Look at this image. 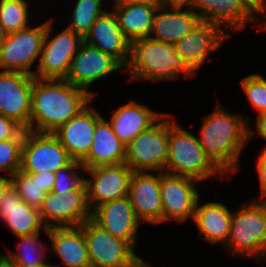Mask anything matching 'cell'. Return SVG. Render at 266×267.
<instances>
[{
  "label": "cell",
  "mask_w": 266,
  "mask_h": 267,
  "mask_svg": "<svg viewBox=\"0 0 266 267\" xmlns=\"http://www.w3.org/2000/svg\"><path fill=\"white\" fill-rule=\"evenodd\" d=\"M92 98L89 92L65 79L34 78L30 126L27 130L53 133L59 126L89 106L88 103L90 104Z\"/></svg>",
  "instance_id": "1"
},
{
  "label": "cell",
  "mask_w": 266,
  "mask_h": 267,
  "mask_svg": "<svg viewBox=\"0 0 266 267\" xmlns=\"http://www.w3.org/2000/svg\"><path fill=\"white\" fill-rule=\"evenodd\" d=\"M203 121L198 139L204 152L225 175L235 173L242 149L254 137L248 118L229 114L217 104Z\"/></svg>",
  "instance_id": "2"
},
{
  "label": "cell",
  "mask_w": 266,
  "mask_h": 267,
  "mask_svg": "<svg viewBox=\"0 0 266 267\" xmlns=\"http://www.w3.org/2000/svg\"><path fill=\"white\" fill-rule=\"evenodd\" d=\"M124 66L131 75L128 81L174 80L180 73L187 79L194 72L175 51L174 45L150 37L129 42V57Z\"/></svg>",
  "instance_id": "3"
},
{
  "label": "cell",
  "mask_w": 266,
  "mask_h": 267,
  "mask_svg": "<svg viewBox=\"0 0 266 267\" xmlns=\"http://www.w3.org/2000/svg\"><path fill=\"white\" fill-rule=\"evenodd\" d=\"M168 117V159L164 173L190 177L204 181L213 176L219 179L225 174L212 162L204 152L198 137L188 132Z\"/></svg>",
  "instance_id": "4"
},
{
  "label": "cell",
  "mask_w": 266,
  "mask_h": 267,
  "mask_svg": "<svg viewBox=\"0 0 266 267\" xmlns=\"http://www.w3.org/2000/svg\"><path fill=\"white\" fill-rule=\"evenodd\" d=\"M237 256L266 259V202L253 200L232 212L226 246Z\"/></svg>",
  "instance_id": "5"
},
{
  "label": "cell",
  "mask_w": 266,
  "mask_h": 267,
  "mask_svg": "<svg viewBox=\"0 0 266 267\" xmlns=\"http://www.w3.org/2000/svg\"><path fill=\"white\" fill-rule=\"evenodd\" d=\"M165 118V120H164ZM161 116L148 129L136 136L125 148V164L132 171L165 170L168 159V119Z\"/></svg>",
  "instance_id": "6"
},
{
  "label": "cell",
  "mask_w": 266,
  "mask_h": 267,
  "mask_svg": "<svg viewBox=\"0 0 266 267\" xmlns=\"http://www.w3.org/2000/svg\"><path fill=\"white\" fill-rule=\"evenodd\" d=\"M81 227L87 243L90 265L97 267H133L139 256L124 239L112 236L92 219Z\"/></svg>",
  "instance_id": "7"
},
{
  "label": "cell",
  "mask_w": 266,
  "mask_h": 267,
  "mask_svg": "<svg viewBox=\"0 0 266 267\" xmlns=\"http://www.w3.org/2000/svg\"><path fill=\"white\" fill-rule=\"evenodd\" d=\"M46 29L47 22L7 34L0 45V67L3 71L21 72L34 77L35 71L31 70V66L40 58Z\"/></svg>",
  "instance_id": "8"
},
{
  "label": "cell",
  "mask_w": 266,
  "mask_h": 267,
  "mask_svg": "<svg viewBox=\"0 0 266 267\" xmlns=\"http://www.w3.org/2000/svg\"><path fill=\"white\" fill-rule=\"evenodd\" d=\"M52 22L53 20L47 21L46 34L39 58V66L35 71V78L65 79L71 60L83 42V38L69 28L50 39Z\"/></svg>",
  "instance_id": "9"
},
{
  "label": "cell",
  "mask_w": 266,
  "mask_h": 267,
  "mask_svg": "<svg viewBox=\"0 0 266 267\" xmlns=\"http://www.w3.org/2000/svg\"><path fill=\"white\" fill-rule=\"evenodd\" d=\"M73 159L52 133H38L25 129L21 149V168L24 173L56 172Z\"/></svg>",
  "instance_id": "10"
},
{
  "label": "cell",
  "mask_w": 266,
  "mask_h": 267,
  "mask_svg": "<svg viewBox=\"0 0 266 267\" xmlns=\"http://www.w3.org/2000/svg\"><path fill=\"white\" fill-rule=\"evenodd\" d=\"M39 213L46 228L76 227L91 219L86 190L51 191Z\"/></svg>",
  "instance_id": "11"
},
{
  "label": "cell",
  "mask_w": 266,
  "mask_h": 267,
  "mask_svg": "<svg viewBox=\"0 0 266 267\" xmlns=\"http://www.w3.org/2000/svg\"><path fill=\"white\" fill-rule=\"evenodd\" d=\"M92 179H86L87 203L91 212L101 204L128 195L132 169L125 163L87 168Z\"/></svg>",
  "instance_id": "12"
},
{
  "label": "cell",
  "mask_w": 266,
  "mask_h": 267,
  "mask_svg": "<svg viewBox=\"0 0 266 267\" xmlns=\"http://www.w3.org/2000/svg\"><path fill=\"white\" fill-rule=\"evenodd\" d=\"M197 180L161 172L160 195L163 207V222H185L194 218L199 192Z\"/></svg>",
  "instance_id": "13"
},
{
  "label": "cell",
  "mask_w": 266,
  "mask_h": 267,
  "mask_svg": "<svg viewBox=\"0 0 266 267\" xmlns=\"http://www.w3.org/2000/svg\"><path fill=\"white\" fill-rule=\"evenodd\" d=\"M122 67L124 66L113 56L83 41L71 60L65 80L94 97V93L88 91L87 88L95 81Z\"/></svg>",
  "instance_id": "14"
},
{
  "label": "cell",
  "mask_w": 266,
  "mask_h": 267,
  "mask_svg": "<svg viewBox=\"0 0 266 267\" xmlns=\"http://www.w3.org/2000/svg\"><path fill=\"white\" fill-rule=\"evenodd\" d=\"M34 78L21 72H0V114L15 120L26 130L30 126Z\"/></svg>",
  "instance_id": "15"
},
{
  "label": "cell",
  "mask_w": 266,
  "mask_h": 267,
  "mask_svg": "<svg viewBox=\"0 0 266 267\" xmlns=\"http://www.w3.org/2000/svg\"><path fill=\"white\" fill-rule=\"evenodd\" d=\"M224 31L221 24L201 21L174 44L175 51L195 72L207 60H211L208 58L210 52L219 49L223 40L231 36Z\"/></svg>",
  "instance_id": "16"
},
{
  "label": "cell",
  "mask_w": 266,
  "mask_h": 267,
  "mask_svg": "<svg viewBox=\"0 0 266 267\" xmlns=\"http://www.w3.org/2000/svg\"><path fill=\"white\" fill-rule=\"evenodd\" d=\"M160 187L161 172L154 175L146 171H133L127 196L139 222L151 224L163 222Z\"/></svg>",
  "instance_id": "17"
},
{
  "label": "cell",
  "mask_w": 266,
  "mask_h": 267,
  "mask_svg": "<svg viewBox=\"0 0 266 267\" xmlns=\"http://www.w3.org/2000/svg\"><path fill=\"white\" fill-rule=\"evenodd\" d=\"M102 117L92 106H87L52 134L73 160L81 162L90 151L96 123Z\"/></svg>",
  "instance_id": "18"
},
{
  "label": "cell",
  "mask_w": 266,
  "mask_h": 267,
  "mask_svg": "<svg viewBox=\"0 0 266 267\" xmlns=\"http://www.w3.org/2000/svg\"><path fill=\"white\" fill-rule=\"evenodd\" d=\"M91 219L112 236L124 239L135 248L140 222L128 196L96 207L91 212Z\"/></svg>",
  "instance_id": "19"
},
{
  "label": "cell",
  "mask_w": 266,
  "mask_h": 267,
  "mask_svg": "<svg viewBox=\"0 0 266 267\" xmlns=\"http://www.w3.org/2000/svg\"><path fill=\"white\" fill-rule=\"evenodd\" d=\"M202 21L228 26L234 32L249 22L258 23V13L245 0H196L192 9Z\"/></svg>",
  "instance_id": "20"
},
{
  "label": "cell",
  "mask_w": 266,
  "mask_h": 267,
  "mask_svg": "<svg viewBox=\"0 0 266 267\" xmlns=\"http://www.w3.org/2000/svg\"><path fill=\"white\" fill-rule=\"evenodd\" d=\"M83 41L117 59L123 66L129 57V41L121 31L114 11H105L97 18Z\"/></svg>",
  "instance_id": "21"
},
{
  "label": "cell",
  "mask_w": 266,
  "mask_h": 267,
  "mask_svg": "<svg viewBox=\"0 0 266 267\" xmlns=\"http://www.w3.org/2000/svg\"><path fill=\"white\" fill-rule=\"evenodd\" d=\"M113 3L119 27L129 42L151 36L159 4L146 1H113Z\"/></svg>",
  "instance_id": "22"
},
{
  "label": "cell",
  "mask_w": 266,
  "mask_h": 267,
  "mask_svg": "<svg viewBox=\"0 0 266 267\" xmlns=\"http://www.w3.org/2000/svg\"><path fill=\"white\" fill-rule=\"evenodd\" d=\"M0 219L15 237L31 235L46 228L39 210L25 203L12 186L0 201Z\"/></svg>",
  "instance_id": "23"
},
{
  "label": "cell",
  "mask_w": 266,
  "mask_h": 267,
  "mask_svg": "<svg viewBox=\"0 0 266 267\" xmlns=\"http://www.w3.org/2000/svg\"><path fill=\"white\" fill-rule=\"evenodd\" d=\"M182 9L183 7H169L161 4L154 16L151 31L153 36L149 37L174 45L202 21L192 8L181 11Z\"/></svg>",
  "instance_id": "24"
},
{
  "label": "cell",
  "mask_w": 266,
  "mask_h": 267,
  "mask_svg": "<svg viewBox=\"0 0 266 267\" xmlns=\"http://www.w3.org/2000/svg\"><path fill=\"white\" fill-rule=\"evenodd\" d=\"M162 115L131 100L113 112L109 123L119 140L127 146L141 132L160 121Z\"/></svg>",
  "instance_id": "25"
},
{
  "label": "cell",
  "mask_w": 266,
  "mask_h": 267,
  "mask_svg": "<svg viewBox=\"0 0 266 267\" xmlns=\"http://www.w3.org/2000/svg\"><path fill=\"white\" fill-rule=\"evenodd\" d=\"M43 231L51 240L52 251L61 259L62 265L65 267L90 265L87 243L81 226L45 228Z\"/></svg>",
  "instance_id": "26"
},
{
  "label": "cell",
  "mask_w": 266,
  "mask_h": 267,
  "mask_svg": "<svg viewBox=\"0 0 266 267\" xmlns=\"http://www.w3.org/2000/svg\"><path fill=\"white\" fill-rule=\"evenodd\" d=\"M92 141L88 155L81 161L85 169L125 162L126 146L119 140L111 124L104 117L96 123Z\"/></svg>",
  "instance_id": "27"
},
{
  "label": "cell",
  "mask_w": 266,
  "mask_h": 267,
  "mask_svg": "<svg viewBox=\"0 0 266 267\" xmlns=\"http://www.w3.org/2000/svg\"><path fill=\"white\" fill-rule=\"evenodd\" d=\"M198 198L195 206L193 221L199 229V235L211 244L222 242L227 244L230 236L232 212L221 202H208L199 205Z\"/></svg>",
  "instance_id": "28"
},
{
  "label": "cell",
  "mask_w": 266,
  "mask_h": 267,
  "mask_svg": "<svg viewBox=\"0 0 266 267\" xmlns=\"http://www.w3.org/2000/svg\"><path fill=\"white\" fill-rule=\"evenodd\" d=\"M102 2L103 0H77L72 12L71 25L67 28L84 38L97 18L106 11L102 9Z\"/></svg>",
  "instance_id": "29"
},
{
  "label": "cell",
  "mask_w": 266,
  "mask_h": 267,
  "mask_svg": "<svg viewBox=\"0 0 266 267\" xmlns=\"http://www.w3.org/2000/svg\"><path fill=\"white\" fill-rule=\"evenodd\" d=\"M28 5L26 0H0V23L7 34L29 27Z\"/></svg>",
  "instance_id": "30"
},
{
  "label": "cell",
  "mask_w": 266,
  "mask_h": 267,
  "mask_svg": "<svg viewBox=\"0 0 266 267\" xmlns=\"http://www.w3.org/2000/svg\"><path fill=\"white\" fill-rule=\"evenodd\" d=\"M39 236L40 232L31 235L18 236V238L21 240V243L18 246L20 253L18 254V252L14 253L8 251L10 254H6V256L12 261L30 266L37 264H49L46 262V256L44 255L46 247L43 246L38 240Z\"/></svg>",
  "instance_id": "31"
},
{
  "label": "cell",
  "mask_w": 266,
  "mask_h": 267,
  "mask_svg": "<svg viewBox=\"0 0 266 267\" xmlns=\"http://www.w3.org/2000/svg\"><path fill=\"white\" fill-rule=\"evenodd\" d=\"M10 178L11 186L20 198L30 207L39 210L47 193L42 190V187L37 183L36 179H31L28 174L21 170L15 172Z\"/></svg>",
  "instance_id": "32"
},
{
  "label": "cell",
  "mask_w": 266,
  "mask_h": 267,
  "mask_svg": "<svg viewBox=\"0 0 266 267\" xmlns=\"http://www.w3.org/2000/svg\"><path fill=\"white\" fill-rule=\"evenodd\" d=\"M24 137L25 129L15 138L0 141V171H7L9 177L21 168V149Z\"/></svg>",
  "instance_id": "33"
},
{
  "label": "cell",
  "mask_w": 266,
  "mask_h": 267,
  "mask_svg": "<svg viewBox=\"0 0 266 267\" xmlns=\"http://www.w3.org/2000/svg\"><path fill=\"white\" fill-rule=\"evenodd\" d=\"M84 169L80 161L73 160L69 165L55 172L52 191L86 190V179L81 178L76 169Z\"/></svg>",
  "instance_id": "34"
},
{
  "label": "cell",
  "mask_w": 266,
  "mask_h": 267,
  "mask_svg": "<svg viewBox=\"0 0 266 267\" xmlns=\"http://www.w3.org/2000/svg\"><path fill=\"white\" fill-rule=\"evenodd\" d=\"M241 86L253 108L259 113L266 111V79L255 73L241 80Z\"/></svg>",
  "instance_id": "35"
},
{
  "label": "cell",
  "mask_w": 266,
  "mask_h": 267,
  "mask_svg": "<svg viewBox=\"0 0 266 267\" xmlns=\"http://www.w3.org/2000/svg\"><path fill=\"white\" fill-rule=\"evenodd\" d=\"M23 129L15 120L0 114V141L15 138Z\"/></svg>",
  "instance_id": "36"
},
{
  "label": "cell",
  "mask_w": 266,
  "mask_h": 267,
  "mask_svg": "<svg viewBox=\"0 0 266 267\" xmlns=\"http://www.w3.org/2000/svg\"><path fill=\"white\" fill-rule=\"evenodd\" d=\"M31 179H36L37 183L42 187L46 193H50L55 182V173L51 171H41L38 173H26Z\"/></svg>",
  "instance_id": "37"
},
{
  "label": "cell",
  "mask_w": 266,
  "mask_h": 267,
  "mask_svg": "<svg viewBox=\"0 0 266 267\" xmlns=\"http://www.w3.org/2000/svg\"><path fill=\"white\" fill-rule=\"evenodd\" d=\"M257 172H258V177L260 180V187H261V199H263V202H266V163H259L257 161Z\"/></svg>",
  "instance_id": "38"
},
{
  "label": "cell",
  "mask_w": 266,
  "mask_h": 267,
  "mask_svg": "<svg viewBox=\"0 0 266 267\" xmlns=\"http://www.w3.org/2000/svg\"><path fill=\"white\" fill-rule=\"evenodd\" d=\"M255 127L256 133L266 140V111L258 114Z\"/></svg>",
  "instance_id": "39"
},
{
  "label": "cell",
  "mask_w": 266,
  "mask_h": 267,
  "mask_svg": "<svg viewBox=\"0 0 266 267\" xmlns=\"http://www.w3.org/2000/svg\"><path fill=\"white\" fill-rule=\"evenodd\" d=\"M196 0H163V5L169 7H184L192 8L195 4Z\"/></svg>",
  "instance_id": "40"
},
{
  "label": "cell",
  "mask_w": 266,
  "mask_h": 267,
  "mask_svg": "<svg viewBox=\"0 0 266 267\" xmlns=\"http://www.w3.org/2000/svg\"><path fill=\"white\" fill-rule=\"evenodd\" d=\"M258 14H262L266 0H245Z\"/></svg>",
  "instance_id": "41"
},
{
  "label": "cell",
  "mask_w": 266,
  "mask_h": 267,
  "mask_svg": "<svg viewBox=\"0 0 266 267\" xmlns=\"http://www.w3.org/2000/svg\"><path fill=\"white\" fill-rule=\"evenodd\" d=\"M11 187V178L0 176V201L3 199L6 191Z\"/></svg>",
  "instance_id": "42"
},
{
  "label": "cell",
  "mask_w": 266,
  "mask_h": 267,
  "mask_svg": "<svg viewBox=\"0 0 266 267\" xmlns=\"http://www.w3.org/2000/svg\"><path fill=\"white\" fill-rule=\"evenodd\" d=\"M11 267H59L58 265H51V264H37V265H25L16 261L11 260Z\"/></svg>",
  "instance_id": "43"
},
{
  "label": "cell",
  "mask_w": 266,
  "mask_h": 267,
  "mask_svg": "<svg viewBox=\"0 0 266 267\" xmlns=\"http://www.w3.org/2000/svg\"><path fill=\"white\" fill-rule=\"evenodd\" d=\"M0 267H11V260L6 256V254H0Z\"/></svg>",
  "instance_id": "44"
},
{
  "label": "cell",
  "mask_w": 266,
  "mask_h": 267,
  "mask_svg": "<svg viewBox=\"0 0 266 267\" xmlns=\"http://www.w3.org/2000/svg\"><path fill=\"white\" fill-rule=\"evenodd\" d=\"M133 267H152V266L148 265L147 262H144V260L139 257Z\"/></svg>",
  "instance_id": "45"
},
{
  "label": "cell",
  "mask_w": 266,
  "mask_h": 267,
  "mask_svg": "<svg viewBox=\"0 0 266 267\" xmlns=\"http://www.w3.org/2000/svg\"><path fill=\"white\" fill-rule=\"evenodd\" d=\"M259 163H266V145L263 147L261 154L258 156Z\"/></svg>",
  "instance_id": "46"
},
{
  "label": "cell",
  "mask_w": 266,
  "mask_h": 267,
  "mask_svg": "<svg viewBox=\"0 0 266 267\" xmlns=\"http://www.w3.org/2000/svg\"><path fill=\"white\" fill-rule=\"evenodd\" d=\"M6 36H7V33L4 30L3 25L0 23V45L4 41V39H5Z\"/></svg>",
  "instance_id": "47"
},
{
  "label": "cell",
  "mask_w": 266,
  "mask_h": 267,
  "mask_svg": "<svg viewBox=\"0 0 266 267\" xmlns=\"http://www.w3.org/2000/svg\"><path fill=\"white\" fill-rule=\"evenodd\" d=\"M114 1H146L150 3H157L159 5L163 3V0H114Z\"/></svg>",
  "instance_id": "48"
},
{
  "label": "cell",
  "mask_w": 266,
  "mask_h": 267,
  "mask_svg": "<svg viewBox=\"0 0 266 267\" xmlns=\"http://www.w3.org/2000/svg\"><path fill=\"white\" fill-rule=\"evenodd\" d=\"M264 13L266 14V5H265L264 11H263V14H264ZM265 14H264L263 16L266 17ZM264 24H265V25L263 26L264 28H263L262 30H264V29L266 30V20L264 21Z\"/></svg>",
  "instance_id": "49"
},
{
  "label": "cell",
  "mask_w": 266,
  "mask_h": 267,
  "mask_svg": "<svg viewBox=\"0 0 266 267\" xmlns=\"http://www.w3.org/2000/svg\"><path fill=\"white\" fill-rule=\"evenodd\" d=\"M85 267H97V266H94V265H88V266H85Z\"/></svg>",
  "instance_id": "50"
}]
</instances>
